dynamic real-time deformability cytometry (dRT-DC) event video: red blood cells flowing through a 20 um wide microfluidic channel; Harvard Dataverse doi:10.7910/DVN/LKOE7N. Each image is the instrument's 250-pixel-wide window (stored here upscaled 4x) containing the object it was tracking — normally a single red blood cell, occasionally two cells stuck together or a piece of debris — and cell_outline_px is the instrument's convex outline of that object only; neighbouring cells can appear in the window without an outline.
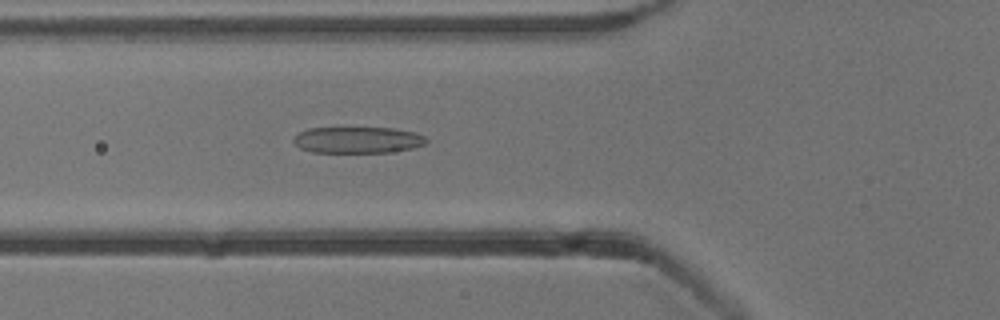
{"species": "common noctule bat (a hibernating species)", "species_latin": "Nyctalus noctula", "temperature_condition": "cold", "stored_images_in_passage": 54, "camera_frame_rate_fps": 3000, "um_per_image_px": 0.085, "animal": {"sex": "male", "body_mass_g": 13.3}, "frame": {"image": 1, "passage_image": 19, "time_ms": 6.0, "image_size_px": [1000, 320], "cell_outline_px": [[428, 140], [424, 144], [412, 148], [388, 152], [312, 152], [300, 148], [292, 140], [300, 132], [308, 128], [392, 128], [416, 132], [424, 136]], "centroid_in_image_um": [30.41, 11.89], "position_along_channel_um": 95.4, "area_um2": 20.23}}
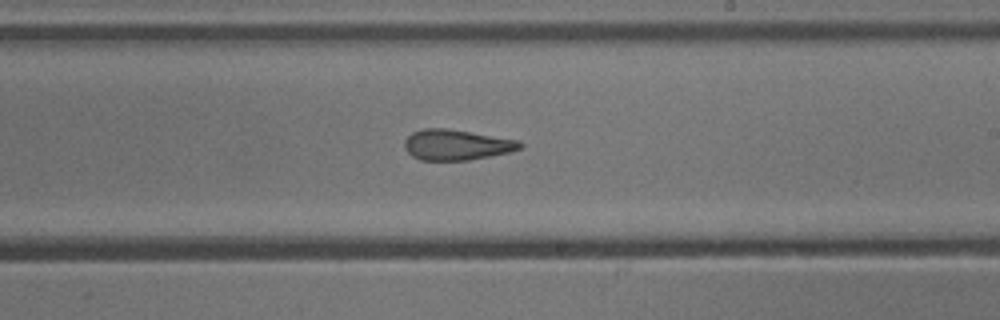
{"frame": {"image": 2, "passage_image": 31, "time_ms": 10.0, "image_size_px": [1000, 320], "cell_outline_px": [[524, 144], [520, 148], [512, 152], [468, 160], [420, 160], [412, 156], [404, 148], [404, 140], [412, 132], [424, 128], [448, 128], [520, 140]], "centroid_in_image_um": [38.81, 12.3], "position_along_channel_um": 250.2, "area_um2": 20.75}}
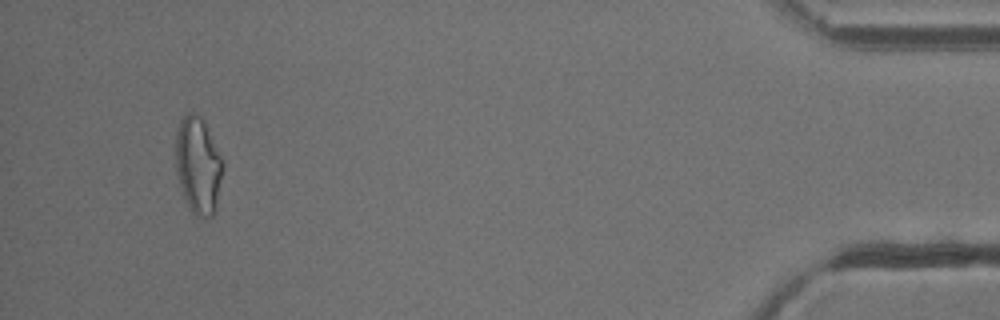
{"frame": {"image": 3, "passage_image": 50, "time_ms": 16.333, "image_size_px": [1000, 320], "cell_outline_px": [[224, 164], [216, 208], [212, 216], [208, 220], [200, 220], [192, 212], [184, 196], [176, 172], [176, 132], [180, 120], [188, 112], [192, 112], [200, 116], [204, 120], [224, 160]], "centroid_in_image_um": [16.87, 14.07], "position_along_channel_um": 418.3, "area_um2": 26.99}}